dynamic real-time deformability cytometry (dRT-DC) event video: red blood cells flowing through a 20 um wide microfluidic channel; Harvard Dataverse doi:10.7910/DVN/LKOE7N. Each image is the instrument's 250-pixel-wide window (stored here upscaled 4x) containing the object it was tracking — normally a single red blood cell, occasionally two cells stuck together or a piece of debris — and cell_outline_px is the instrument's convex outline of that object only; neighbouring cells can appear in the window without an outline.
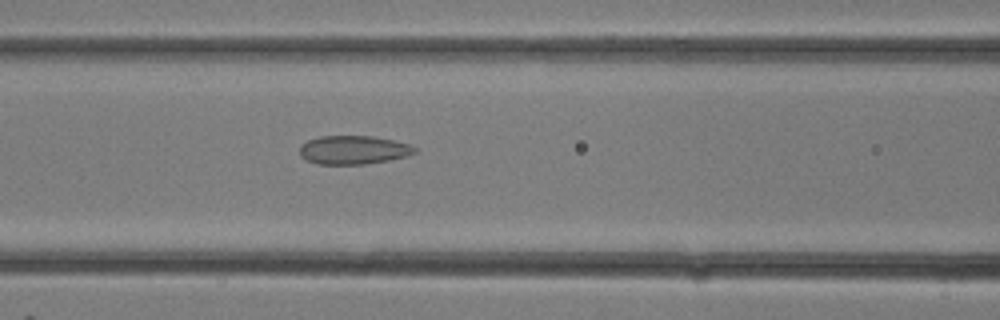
{"species": "common noctule bat (a hibernating species)", "species_latin": "Nyctalus noctula", "temperature_condition": "room temperature", "stored_images_in_passage": 9, "camera_frame_rate_fps": 3000, "um_per_image_px": 0.085, "animal": {"sex": "female"}, "frame": {"image": 1, "passage_image": 9, "time_ms": 2.667, "image_size_px": [1000, 320], "cell_outline_px": [[416, 152], [408, 156], [388, 160], [364, 164], [316, 164], [300, 156], [300, 144], [308, 140], [320, 136], [372, 136], [392, 140], [408, 144], [416, 148]], "centroid_in_image_um": [30.02, 12.74], "position_along_channel_um": 136.6, "area_um2": 19.13}}